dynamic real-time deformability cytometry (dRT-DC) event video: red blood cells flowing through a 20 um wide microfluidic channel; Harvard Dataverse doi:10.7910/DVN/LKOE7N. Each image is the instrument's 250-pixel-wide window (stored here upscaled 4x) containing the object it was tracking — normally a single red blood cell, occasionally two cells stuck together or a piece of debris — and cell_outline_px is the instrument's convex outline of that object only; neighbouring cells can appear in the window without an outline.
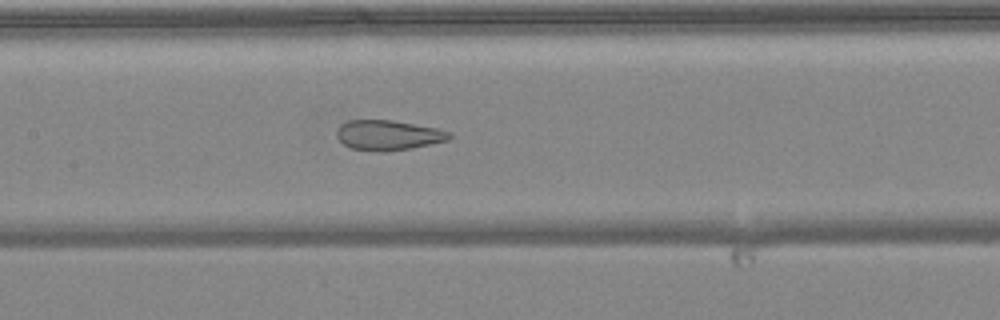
{"species": "common noctule bat (a hibernating species)", "species_latin": "Nyctalus noctula", "temperature_condition": "warm", "stored_images_in_passage": 50, "camera_frame_rate_fps": 3000, "um_per_image_px": 0.085, "animal": {"sex": "female", "body_mass_g": 24.6, "forearm_length_mm": 56.2}, "frame": {"image": 1, "passage_image": 23, "time_ms": 7.333, "image_size_px": [1000, 320], "cell_outline_px": [[452, 136], [448, 140], [432, 144], [412, 148], [352, 148], [344, 144], [336, 136], [336, 128], [340, 124], [348, 120], [392, 120], [436, 128], [452, 132]], "centroid_in_image_um": [33.02, 11.43], "position_along_channel_um": 174.4, "area_um2": 18.9}}
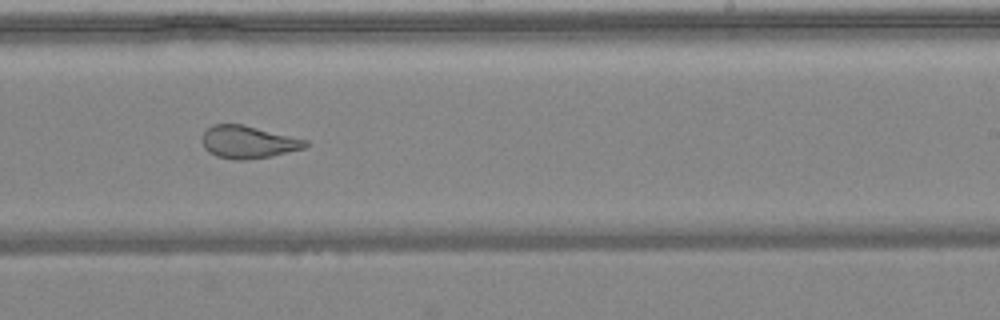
{"frame": {"image": 2, "passage_image": 30, "time_ms": 9.667, "image_size_px": [1000, 320], "cell_outline_px": [[308, 144], [304, 148], [272, 156], [244, 160], [236, 160], [216, 156], [208, 152], [204, 148], [200, 140], [204, 132], [212, 124], [244, 124], [308, 140]], "centroid_in_image_um": [21.06, 12.07], "position_along_channel_um": 267.9, "area_um2": 19.77}}
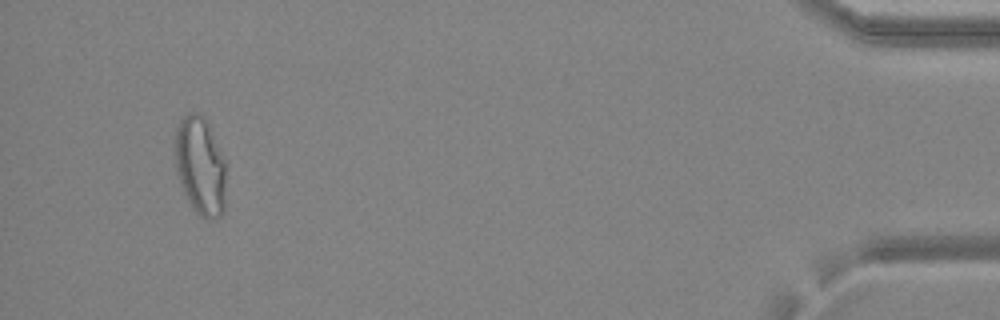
{"frame": {"image": 3, "passage_image": 47, "time_ms": 15.333, "image_size_px": [1000, 320], "cell_outline_px": [[224, 212], [220, 216], [212, 220], [208, 220], [200, 216], [196, 212], [188, 200], [180, 184], [176, 168], [176, 128], [180, 120], [188, 112], [200, 112], [224, 160]], "centroid_in_image_um": [17.0, 14.15], "position_along_channel_um": 418.2, "area_um2": 28.44}, "authors_computed_cell_mechanics": {"area_um2": 25.6632, "velocity_mm_per_s": 4.0251, "shape_relaxation_time_tau1_ms": null, "shape_relaxation_time_tau2_ms": 1.1572, "deformation_change_tau1": null, "deformation_change_tau2": 0.0751}}